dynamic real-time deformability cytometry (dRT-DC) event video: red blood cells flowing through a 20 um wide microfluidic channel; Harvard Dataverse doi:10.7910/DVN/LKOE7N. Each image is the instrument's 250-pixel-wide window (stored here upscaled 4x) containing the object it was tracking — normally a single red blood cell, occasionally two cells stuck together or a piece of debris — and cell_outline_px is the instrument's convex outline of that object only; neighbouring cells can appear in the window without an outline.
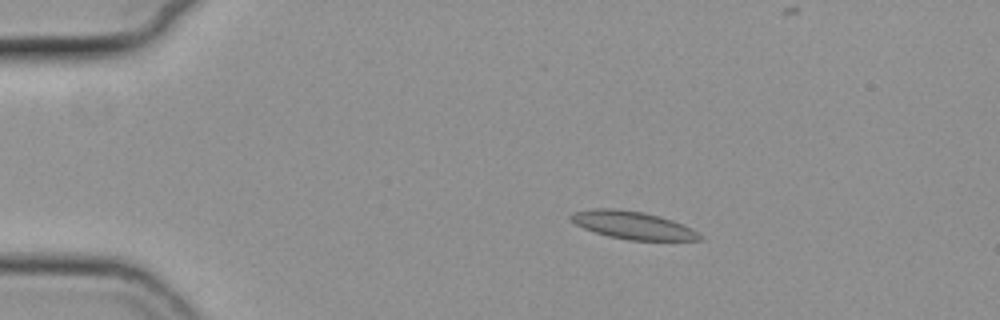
{"species": "common noctule bat (a hibernating species)", "species_latin": "Nyctalus noctula", "temperature_condition": "cold", "stored_images_in_passage": 57, "camera_frame_rate_fps": 3000, "um_per_image_px": 0.085, "animal": {"sex": "female", "body_mass_g": 19.3, "forearm_length_mm": 54.1}, "frame": {"image": 1, "passage_image": 11, "time_ms": 3.333, "image_size_px": [1000, 320], "cell_outline_px": [[704, 240], [628, 240], [608, 236], [584, 228], [576, 224], [568, 216], [572, 212], [592, 208], [620, 208], [644, 212], [660, 216], [684, 224], [692, 228], [704, 236]], "centroid_in_image_um": [53.81, 19.13], "position_along_channel_um": 31.2, "area_um2": 21.1}}
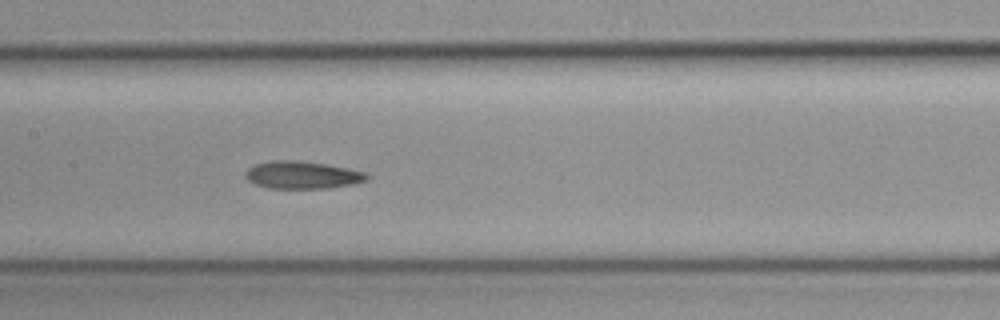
{"frame": {"image": 2, "passage_image": 28, "time_ms": 9.0, "image_size_px": [1000, 320], "cell_outline_px": [[368, 180], [352, 184], [328, 188], [268, 188], [256, 184], [248, 180], [244, 176], [244, 172], [248, 168], [256, 164], [272, 160], [296, 160], [328, 164], [368, 172]], "centroid_in_image_um": [25.7, 14.86], "position_along_channel_um": 181.7, "area_um2": 19.59}}
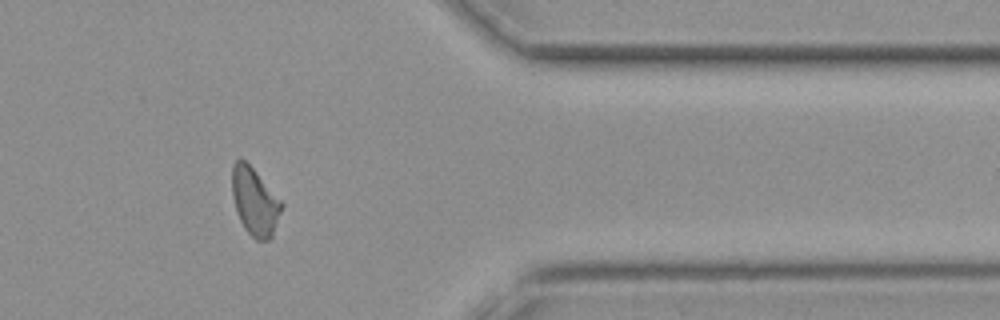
{"frame": {"image": 3, "passage_image": 46, "time_ms": 15.0, "image_size_px": [1000, 320], "cell_outline_px": [[284, 204], [272, 236], [268, 240], [256, 240], [244, 228], [236, 212], [232, 196], [232, 164], [240, 156], [256, 172]], "centroid_in_image_um": [21.64, 17.13], "position_along_channel_um": 389.8, "area_um2": 19.42}}